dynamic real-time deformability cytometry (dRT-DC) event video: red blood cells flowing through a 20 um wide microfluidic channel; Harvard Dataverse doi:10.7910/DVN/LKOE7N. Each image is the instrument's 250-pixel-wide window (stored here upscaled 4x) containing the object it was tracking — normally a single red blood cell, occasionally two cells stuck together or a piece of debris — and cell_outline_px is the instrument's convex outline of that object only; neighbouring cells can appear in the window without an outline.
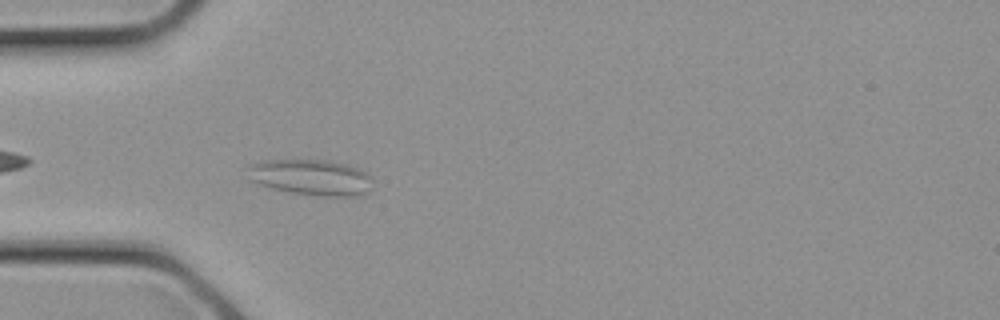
{"species": "common noctule bat (a hibernating species)", "species_latin": "Nyctalus noctula", "temperature_condition": "cold", "stored_images_in_passage": 28, "camera_frame_rate_fps": 3000, "um_per_image_px": 0.085, "animal": {"sex": "female", "body_mass_g": 21.9}, "frame": {"image": 1, "passage_image": 8, "time_ms": 2.333, "image_size_px": [1000, 320], "cell_outline_px": [[372, 176], [368, 192], [356, 196], [320, 196], [292, 192], [272, 188], [248, 180], [248, 164], [264, 160], [328, 160], [348, 164], [360, 168]], "centroid_in_image_um": [26.44, 15.06], "position_along_channel_um": 58.6, "area_um2": 26.3}}
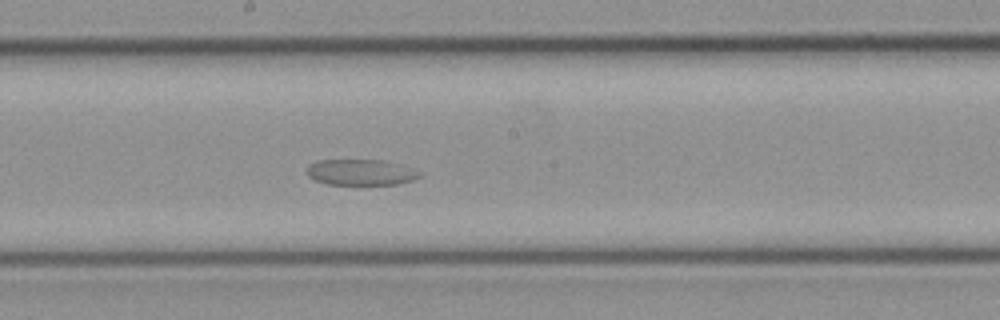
{"frame": {"image": 2, "passage_image": 15, "time_ms": 4.667, "image_size_px": [1000, 320], "cell_outline_px": [[424, 176], [412, 180], [396, 184], [328, 184], [316, 180], [308, 176], [308, 164], [320, 160], [384, 160], [416, 168]], "centroid_in_image_um": [30.74, 14.63], "position_along_channel_um": 217.5, "area_um2": 17.05}}
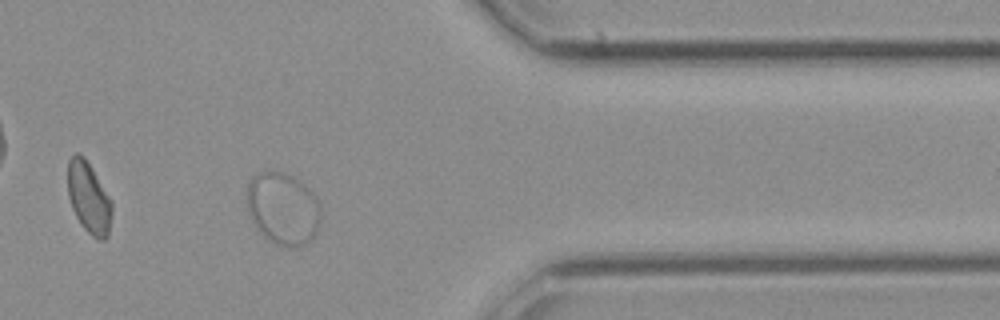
{"frame": {"image": 3, "passage_image": 23, "time_ms": 7.333, "image_size_px": [1000, 320], "cell_outline_px": [[320, 224], [312, 240], [304, 244], [292, 248], [276, 244], [264, 236], [252, 224], [248, 212], [248, 184], [252, 176], [256, 172], [284, 172], [300, 180], [312, 192], [320, 204]], "centroid_in_image_um": [24.06, 17.74], "position_along_channel_um": 387.3, "area_um2": 31.27}}